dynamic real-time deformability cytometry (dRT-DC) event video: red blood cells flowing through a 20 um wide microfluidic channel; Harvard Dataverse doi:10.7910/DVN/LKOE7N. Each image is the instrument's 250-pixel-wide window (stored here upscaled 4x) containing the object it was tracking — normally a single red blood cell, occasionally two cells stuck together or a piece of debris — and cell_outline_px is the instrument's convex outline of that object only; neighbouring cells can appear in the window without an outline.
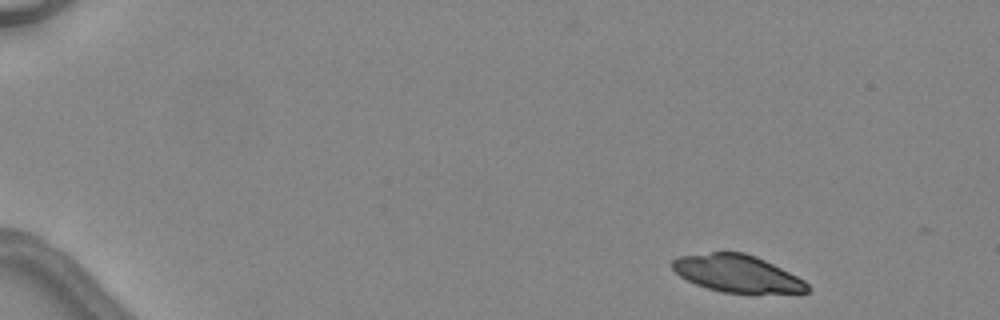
{"species": "common noctule bat (a hibernating species)", "species_latin": "Nyctalus noctula", "temperature_condition": "warm", "stored_images_in_passage": 3, "camera_frame_rate_fps": 3000, "um_per_image_px": 0.085, "animal": {"sex": "female", "body_mass_g": 24.6, "forearm_length_mm": 56.2}, "frame": {"image": 1, "passage_image": 1, "time_ms": 0.0, "image_size_px": [1000, 320], "cell_outline_px": [[812, 288], [808, 292], [724, 292], [708, 288], [696, 284], [680, 276], [672, 268], [672, 260], [676, 256], [712, 252], [744, 252], [756, 256], [804, 280]], "centroid_in_image_um": [62.62, 23.23], "position_along_channel_um": 22.4, "area_um2": 28.84}}